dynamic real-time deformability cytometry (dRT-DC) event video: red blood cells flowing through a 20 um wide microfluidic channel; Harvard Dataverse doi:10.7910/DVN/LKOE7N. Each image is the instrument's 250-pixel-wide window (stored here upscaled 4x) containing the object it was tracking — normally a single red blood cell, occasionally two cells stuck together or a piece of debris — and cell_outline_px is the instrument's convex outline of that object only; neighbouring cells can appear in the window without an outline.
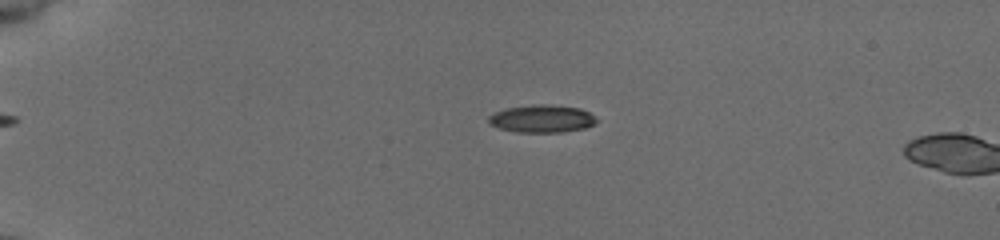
{"species": "common noctule bat (a hibernating species)", "species_latin": "Nyctalus noctula", "temperature_condition": "cold", "stored_images_in_passage": 8, "camera_frame_rate_fps": 3000, "um_per_image_px": 0.085, "animal": {"sex": "female", "body_mass_g": 19.5, "forearm_length_mm": 54.1}, "frame": {"image": 1, "passage_image": 5, "time_ms": 1.333, "image_size_px": [1000, 240], "cell_outline_px": [[596, 124], [584, 128], [564, 132], [516, 132], [500, 128], [488, 124], [488, 116], [504, 108], [532, 104], [544, 104], [580, 108], [596, 116]], "centroid_in_image_um": [46.05, 10.09], "position_along_channel_um": 38.9, "area_um2": 17.51}}